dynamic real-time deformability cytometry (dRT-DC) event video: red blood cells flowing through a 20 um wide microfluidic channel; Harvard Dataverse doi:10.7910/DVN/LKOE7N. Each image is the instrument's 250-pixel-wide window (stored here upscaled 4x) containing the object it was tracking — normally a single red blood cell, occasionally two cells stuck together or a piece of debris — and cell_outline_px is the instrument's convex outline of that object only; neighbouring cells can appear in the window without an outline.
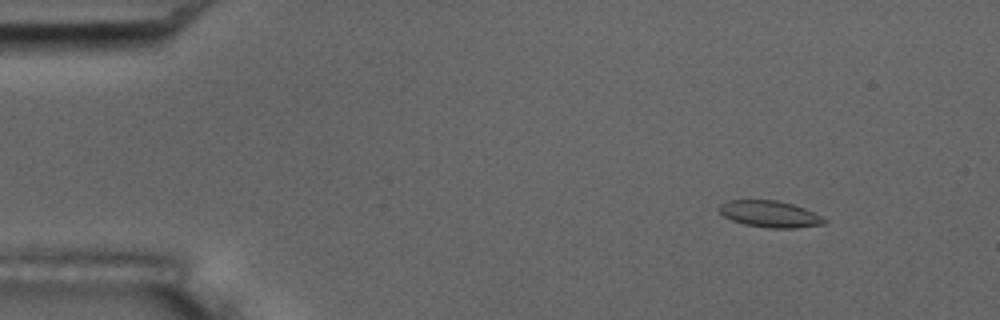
{"species": "common noctule bat (a hibernating species)", "species_latin": "Nyctalus noctula", "temperature_condition": "room temperature", "stored_images_in_passage": 51, "camera_frame_rate_fps": 3000, "um_per_image_px": 0.085, "animal": {"sex": "male", "body_mass_g": 17.5, "forearm_length_mm": 52.3}, "frame": {"image": 1, "passage_image": 3, "time_ms": 0.667, "image_size_px": [1000, 320], "cell_outline_px": [[828, 220], [824, 224], [796, 228], [768, 228], [744, 224], [732, 220], [724, 216], [716, 208], [720, 204], [728, 200], [776, 200], [792, 204], [804, 208]], "centroid_in_image_um": [65.41, 18.19], "position_along_channel_um": 19.6, "area_um2": 16.24}}
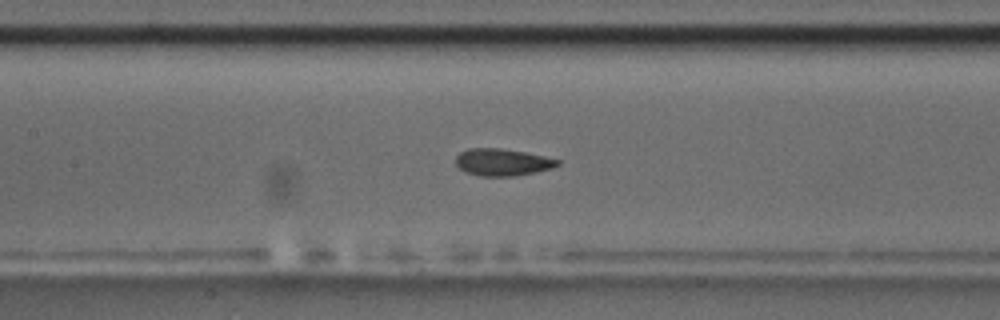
{"frame": {"image": 2, "passage_image": 22, "time_ms": 7.0, "image_size_px": [1000, 320], "cell_outline_px": [[560, 164], [552, 168], [536, 172], [516, 176], [480, 176], [468, 172], [460, 168], [456, 164], [456, 156], [460, 152], [468, 148], [500, 148], [524, 152], [560, 160]], "centroid_in_image_um": [42.7, 13.79], "position_along_channel_um": 164.7, "area_um2": 15.95}}
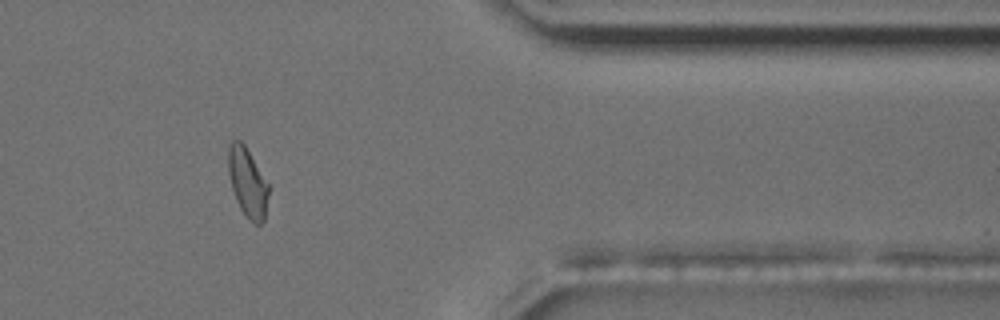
{"frame": {"image": 3, "passage_image": 42, "time_ms": 13.667, "image_size_px": [1000, 320], "cell_outline_px": [[268, 196], [264, 220], [260, 224], [256, 224], [248, 220], [240, 208], [236, 200], [232, 188], [228, 172], [228, 148], [232, 140], [240, 140], [244, 144], [268, 184]], "centroid_in_image_um": [21.02, 15.52], "position_along_channel_um": 390.4, "area_um2": 16.01}, "authors_computed_cell_mechanics": {"area_um2": 16.2418, "velocity_mm_per_s": 3.7008, "shape_relaxation_time_tau1_ms": 3.5479, "shape_relaxation_time_tau2_ms": 1.9336, "deformation_change_tau1": 0.1175, "deformation_change_tau2": 0.0641}}